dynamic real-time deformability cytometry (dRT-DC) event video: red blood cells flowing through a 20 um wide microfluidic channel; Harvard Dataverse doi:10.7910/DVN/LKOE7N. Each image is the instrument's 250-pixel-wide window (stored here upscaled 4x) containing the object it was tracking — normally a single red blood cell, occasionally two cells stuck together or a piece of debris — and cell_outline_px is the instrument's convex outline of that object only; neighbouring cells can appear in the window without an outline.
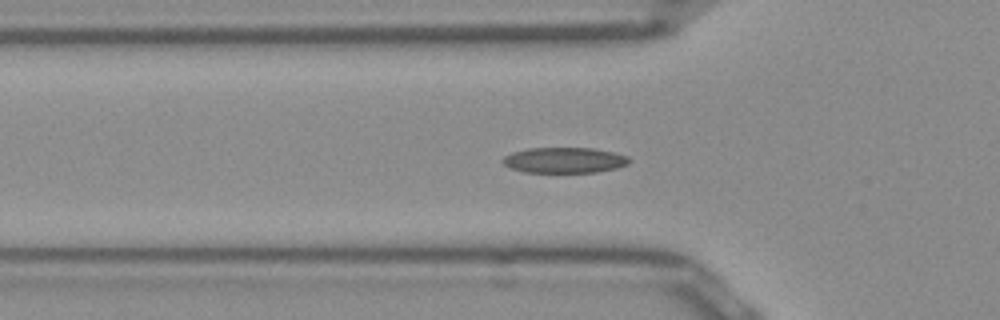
{"species": "Egyptian fruit bat (a non-hibernating species)", "species_latin": "Rousettus aegyptiacus", "temperature_condition": "room temperature", "stored_images_in_passage": 42, "segment_of_instrument_passage": [1, 2], "camera_frame_rate_fps": 3000, "um_per_image_px": 0.085, "frame": {"image": 1, "passage_image": 6, "time_ms": 1.667, "image_size_px": [1000, 320], "cell_outline_px": [[632, 160], [628, 164], [616, 168], [596, 172], [524, 172], [512, 168], [504, 164], [500, 160], [504, 156], [512, 152], [528, 148], [592, 148], [612, 152], [628, 156]], "centroid_in_image_um": [47.97, 13.61], "position_along_channel_um": 77.8, "area_um2": 18.84}}
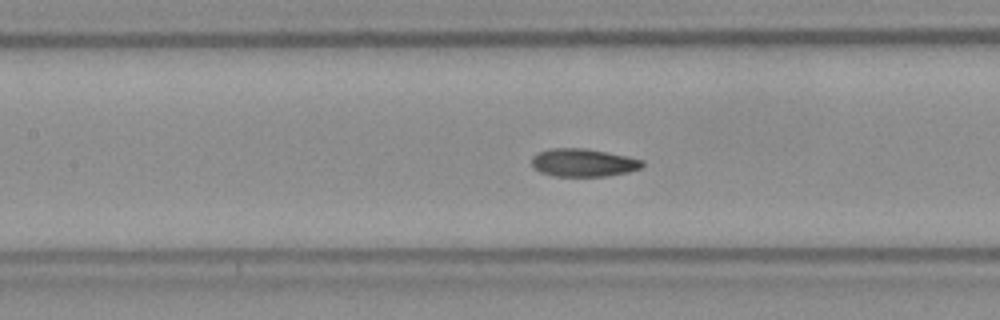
{"frame": {"image": 2, "passage_image": 12, "time_ms": 3.667, "image_size_px": [1000, 320], "cell_outline_px": [[644, 164], [640, 168], [628, 172], [604, 176], [552, 176], [540, 172], [532, 164], [532, 156], [536, 152], [552, 148], [584, 148], [628, 156], [644, 160]], "centroid_in_image_um": [49.57, 13.82], "position_along_channel_um": 157.8, "area_um2": 18.03}}
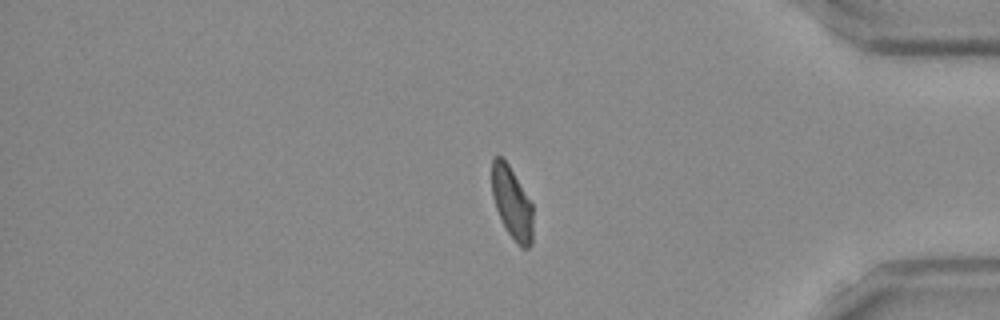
{"frame": {"image": 3, "passage_image": 32, "time_ms": 10.333, "image_size_px": [1000, 320], "cell_outline_px": [[532, 244], [528, 248], [520, 248], [508, 232], [496, 208], [492, 196], [492, 160], [496, 156], [500, 156], [508, 164], [532, 204]], "centroid_in_image_um": [43.52, 17.27], "position_along_channel_um": 391.7, "area_um2": 16.94}}